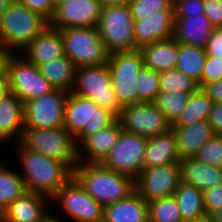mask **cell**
Segmentation results:
<instances>
[{"label":"cell","instance_id":"60d3db41","mask_svg":"<svg viewBox=\"0 0 222 222\" xmlns=\"http://www.w3.org/2000/svg\"><path fill=\"white\" fill-rule=\"evenodd\" d=\"M29 10L40 14L49 23L53 19L56 9L52 4V0H18Z\"/></svg>","mask_w":222,"mask_h":222},{"label":"cell","instance_id":"816d5d0a","mask_svg":"<svg viewBox=\"0 0 222 222\" xmlns=\"http://www.w3.org/2000/svg\"><path fill=\"white\" fill-rule=\"evenodd\" d=\"M59 217L47 213L46 216L40 222H64L63 220L58 219Z\"/></svg>","mask_w":222,"mask_h":222},{"label":"cell","instance_id":"681fc988","mask_svg":"<svg viewBox=\"0 0 222 222\" xmlns=\"http://www.w3.org/2000/svg\"><path fill=\"white\" fill-rule=\"evenodd\" d=\"M207 217L211 222H222V207L212 211Z\"/></svg>","mask_w":222,"mask_h":222},{"label":"cell","instance_id":"ba28073f","mask_svg":"<svg viewBox=\"0 0 222 222\" xmlns=\"http://www.w3.org/2000/svg\"><path fill=\"white\" fill-rule=\"evenodd\" d=\"M65 55L76 68L108 63L110 52L100 38L97 27L59 29Z\"/></svg>","mask_w":222,"mask_h":222},{"label":"cell","instance_id":"83f0119b","mask_svg":"<svg viewBox=\"0 0 222 222\" xmlns=\"http://www.w3.org/2000/svg\"><path fill=\"white\" fill-rule=\"evenodd\" d=\"M173 195L184 222L198 221L207 217L202 190L181 181Z\"/></svg>","mask_w":222,"mask_h":222},{"label":"cell","instance_id":"9a60e30c","mask_svg":"<svg viewBox=\"0 0 222 222\" xmlns=\"http://www.w3.org/2000/svg\"><path fill=\"white\" fill-rule=\"evenodd\" d=\"M180 182L179 163L144 168L135 179V191L148 203L172 196Z\"/></svg>","mask_w":222,"mask_h":222},{"label":"cell","instance_id":"11a10c76","mask_svg":"<svg viewBox=\"0 0 222 222\" xmlns=\"http://www.w3.org/2000/svg\"><path fill=\"white\" fill-rule=\"evenodd\" d=\"M0 222H5L4 221V209H2L1 207H0Z\"/></svg>","mask_w":222,"mask_h":222},{"label":"cell","instance_id":"f35d334b","mask_svg":"<svg viewBox=\"0 0 222 222\" xmlns=\"http://www.w3.org/2000/svg\"><path fill=\"white\" fill-rule=\"evenodd\" d=\"M222 78V60L207 55L201 81L198 83L200 88L205 85L219 81Z\"/></svg>","mask_w":222,"mask_h":222},{"label":"cell","instance_id":"d590c367","mask_svg":"<svg viewBox=\"0 0 222 222\" xmlns=\"http://www.w3.org/2000/svg\"><path fill=\"white\" fill-rule=\"evenodd\" d=\"M137 90L139 103H153L160 93L159 73L144 66L137 78Z\"/></svg>","mask_w":222,"mask_h":222},{"label":"cell","instance_id":"bcb514c9","mask_svg":"<svg viewBox=\"0 0 222 222\" xmlns=\"http://www.w3.org/2000/svg\"><path fill=\"white\" fill-rule=\"evenodd\" d=\"M203 89L214 102H222V78L217 82L205 85Z\"/></svg>","mask_w":222,"mask_h":222},{"label":"cell","instance_id":"d6a6232c","mask_svg":"<svg viewBox=\"0 0 222 222\" xmlns=\"http://www.w3.org/2000/svg\"><path fill=\"white\" fill-rule=\"evenodd\" d=\"M199 88L196 80L176 68L159 73V91L161 93L179 91L191 94Z\"/></svg>","mask_w":222,"mask_h":222},{"label":"cell","instance_id":"d6986e66","mask_svg":"<svg viewBox=\"0 0 222 222\" xmlns=\"http://www.w3.org/2000/svg\"><path fill=\"white\" fill-rule=\"evenodd\" d=\"M22 51L20 54L36 66L65 56L62 35L59 29H55L50 25Z\"/></svg>","mask_w":222,"mask_h":222},{"label":"cell","instance_id":"74e56055","mask_svg":"<svg viewBox=\"0 0 222 222\" xmlns=\"http://www.w3.org/2000/svg\"><path fill=\"white\" fill-rule=\"evenodd\" d=\"M194 157L201 162L222 168V135L210 138Z\"/></svg>","mask_w":222,"mask_h":222},{"label":"cell","instance_id":"4fadbf2b","mask_svg":"<svg viewBox=\"0 0 222 222\" xmlns=\"http://www.w3.org/2000/svg\"><path fill=\"white\" fill-rule=\"evenodd\" d=\"M68 92L54 89L24 103V128L49 129L64 125Z\"/></svg>","mask_w":222,"mask_h":222},{"label":"cell","instance_id":"f907efd6","mask_svg":"<svg viewBox=\"0 0 222 222\" xmlns=\"http://www.w3.org/2000/svg\"><path fill=\"white\" fill-rule=\"evenodd\" d=\"M13 0H0V23L2 21V18L6 12V10L8 9L10 3Z\"/></svg>","mask_w":222,"mask_h":222},{"label":"cell","instance_id":"ac0fdd59","mask_svg":"<svg viewBox=\"0 0 222 222\" xmlns=\"http://www.w3.org/2000/svg\"><path fill=\"white\" fill-rule=\"evenodd\" d=\"M121 131V123L116 119L108 127L88 136L78 147V162L102 163L116 144Z\"/></svg>","mask_w":222,"mask_h":222},{"label":"cell","instance_id":"277c9868","mask_svg":"<svg viewBox=\"0 0 222 222\" xmlns=\"http://www.w3.org/2000/svg\"><path fill=\"white\" fill-rule=\"evenodd\" d=\"M117 117L92 99L68 93L63 127L75 138L77 147L90 135L108 127Z\"/></svg>","mask_w":222,"mask_h":222},{"label":"cell","instance_id":"5b68a950","mask_svg":"<svg viewBox=\"0 0 222 222\" xmlns=\"http://www.w3.org/2000/svg\"><path fill=\"white\" fill-rule=\"evenodd\" d=\"M20 143L32 151L64 162L72 171L79 163L75 138L63 126L24 128Z\"/></svg>","mask_w":222,"mask_h":222},{"label":"cell","instance_id":"ffe728a7","mask_svg":"<svg viewBox=\"0 0 222 222\" xmlns=\"http://www.w3.org/2000/svg\"><path fill=\"white\" fill-rule=\"evenodd\" d=\"M24 131V103L11 91L0 99V144L21 141Z\"/></svg>","mask_w":222,"mask_h":222},{"label":"cell","instance_id":"4316f807","mask_svg":"<svg viewBox=\"0 0 222 222\" xmlns=\"http://www.w3.org/2000/svg\"><path fill=\"white\" fill-rule=\"evenodd\" d=\"M179 42L173 38L140 47L144 66L158 73L176 68Z\"/></svg>","mask_w":222,"mask_h":222},{"label":"cell","instance_id":"c3c4849f","mask_svg":"<svg viewBox=\"0 0 222 222\" xmlns=\"http://www.w3.org/2000/svg\"><path fill=\"white\" fill-rule=\"evenodd\" d=\"M9 91L8 80L5 71L0 74V99Z\"/></svg>","mask_w":222,"mask_h":222},{"label":"cell","instance_id":"2e32d148","mask_svg":"<svg viewBox=\"0 0 222 222\" xmlns=\"http://www.w3.org/2000/svg\"><path fill=\"white\" fill-rule=\"evenodd\" d=\"M101 10L98 0H67L56 8L49 25L55 29L97 27Z\"/></svg>","mask_w":222,"mask_h":222},{"label":"cell","instance_id":"3957f363","mask_svg":"<svg viewBox=\"0 0 222 222\" xmlns=\"http://www.w3.org/2000/svg\"><path fill=\"white\" fill-rule=\"evenodd\" d=\"M48 25L40 14L13 0L0 23V48L7 53L22 52Z\"/></svg>","mask_w":222,"mask_h":222},{"label":"cell","instance_id":"f1b7e54d","mask_svg":"<svg viewBox=\"0 0 222 222\" xmlns=\"http://www.w3.org/2000/svg\"><path fill=\"white\" fill-rule=\"evenodd\" d=\"M41 74L51 83L54 89L70 93L73 89L76 66L65 55L52 59L38 66Z\"/></svg>","mask_w":222,"mask_h":222},{"label":"cell","instance_id":"1f68e13d","mask_svg":"<svg viewBox=\"0 0 222 222\" xmlns=\"http://www.w3.org/2000/svg\"><path fill=\"white\" fill-rule=\"evenodd\" d=\"M25 192L27 189L20 174L0 163V207L5 209Z\"/></svg>","mask_w":222,"mask_h":222},{"label":"cell","instance_id":"7a4b0ae2","mask_svg":"<svg viewBox=\"0 0 222 222\" xmlns=\"http://www.w3.org/2000/svg\"><path fill=\"white\" fill-rule=\"evenodd\" d=\"M73 177L103 207L127 198L135 191V180L104 167L101 163L79 162Z\"/></svg>","mask_w":222,"mask_h":222},{"label":"cell","instance_id":"9f6ffc18","mask_svg":"<svg viewBox=\"0 0 222 222\" xmlns=\"http://www.w3.org/2000/svg\"><path fill=\"white\" fill-rule=\"evenodd\" d=\"M188 222H211L210 219L208 217L198 220V221H188Z\"/></svg>","mask_w":222,"mask_h":222},{"label":"cell","instance_id":"8992f818","mask_svg":"<svg viewBox=\"0 0 222 222\" xmlns=\"http://www.w3.org/2000/svg\"><path fill=\"white\" fill-rule=\"evenodd\" d=\"M4 71L9 91L23 103L54 90L51 83L41 74L39 67L27 61L21 54L18 56V53H8Z\"/></svg>","mask_w":222,"mask_h":222},{"label":"cell","instance_id":"e0dca14e","mask_svg":"<svg viewBox=\"0 0 222 222\" xmlns=\"http://www.w3.org/2000/svg\"><path fill=\"white\" fill-rule=\"evenodd\" d=\"M174 10L155 11L134 22L135 45L140 47L173 38Z\"/></svg>","mask_w":222,"mask_h":222},{"label":"cell","instance_id":"8d00e7d4","mask_svg":"<svg viewBox=\"0 0 222 222\" xmlns=\"http://www.w3.org/2000/svg\"><path fill=\"white\" fill-rule=\"evenodd\" d=\"M174 0H131L128 4L134 22L155 11L174 10Z\"/></svg>","mask_w":222,"mask_h":222},{"label":"cell","instance_id":"7bdbcfd3","mask_svg":"<svg viewBox=\"0 0 222 222\" xmlns=\"http://www.w3.org/2000/svg\"><path fill=\"white\" fill-rule=\"evenodd\" d=\"M204 15L216 27H222V3L220 0H204Z\"/></svg>","mask_w":222,"mask_h":222},{"label":"cell","instance_id":"d4e9b609","mask_svg":"<svg viewBox=\"0 0 222 222\" xmlns=\"http://www.w3.org/2000/svg\"><path fill=\"white\" fill-rule=\"evenodd\" d=\"M177 140L172 129L148 138L144 155V168L179 163Z\"/></svg>","mask_w":222,"mask_h":222},{"label":"cell","instance_id":"484cf974","mask_svg":"<svg viewBox=\"0 0 222 222\" xmlns=\"http://www.w3.org/2000/svg\"><path fill=\"white\" fill-rule=\"evenodd\" d=\"M103 222H149L148 203L134 191L104 207Z\"/></svg>","mask_w":222,"mask_h":222},{"label":"cell","instance_id":"cb8c5ba5","mask_svg":"<svg viewBox=\"0 0 222 222\" xmlns=\"http://www.w3.org/2000/svg\"><path fill=\"white\" fill-rule=\"evenodd\" d=\"M180 158L194 157L215 134L207 120L185 126H172Z\"/></svg>","mask_w":222,"mask_h":222},{"label":"cell","instance_id":"7dc6e473","mask_svg":"<svg viewBox=\"0 0 222 222\" xmlns=\"http://www.w3.org/2000/svg\"><path fill=\"white\" fill-rule=\"evenodd\" d=\"M131 0H98L102 8L109 6L128 5Z\"/></svg>","mask_w":222,"mask_h":222},{"label":"cell","instance_id":"db71d44e","mask_svg":"<svg viewBox=\"0 0 222 222\" xmlns=\"http://www.w3.org/2000/svg\"><path fill=\"white\" fill-rule=\"evenodd\" d=\"M65 1H67V0H52V4H53L54 8L56 9L58 6L63 4Z\"/></svg>","mask_w":222,"mask_h":222},{"label":"cell","instance_id":"603a6c76","mask_svg":"<svg viewBox=\"0 0 222 222\" xmlns=\"http://www.w3.org/2000/svg\"><path fill=\"white\" fill-rule=\"evenodd\" d=\"M181 181L203 192L222 183V168L201 162L195 157L180 159Z\"/></svg>","mask_w":222,"mask_h":222},{"label":"cell","instance_id":"8fae6325","mask_svg":"<svg viewBox=\"0 0 222 222\" xmlns=\"http://www.w3.org/2000/svg\"><path fill=\"white\" fill-rule=\"evenodd\" d=\"M147 141L148 138L122 130L116 144L101 164L135 180L144 169Z\"/></svg>","mask_w":222,"mask_h":222},{"label":"cell","instance_id":"ee69618b","mask_svg":"<svg viewBox=\"0 0 222 222\" xmlns=\"http://www.w3.org/2000/svg\"><path fill=\"white\" fill-rule=\"evenodd\" d=\"M205 51L208 56L222 60V27H216L212 31Z\"/></svg>","mask_w":222,"mask_h":222},{"label":"cell","instance_id":"30bf717a","mask_svg":"<svg viewBox=\"0 0 222 222\" xmlns=\"http://www.w3.org/2000/svg\"><path fill=\"white\" fill-rule=\"evenodd\" d=\"M109 70L116 99L121 107L139 103L137 78L144 67L140 51L114 52L110 54Z\"/></svg>","mask_w":222,"mask_h":222},{"label":"cell","instance_id":"f5cc1de1","mask_svg":"<svg viewBox=\"0 0 222 222\" xmlns=\"http://www.w3.org/2000/svg\"><path fill=\"white\" fill-rule=\"evenodd\" d=\"M8 53L0 48V74L4 71L5 58Z\"/></svg>","mask_w":222,"mask_h":222},{"label":"cell","instance_id":"6da1fadb","mask_svg":"<svg viewBox=\"0 0 222 222\" xmlns=\"http://www.w3.org/2000/svg\"><path fill=\"white\" fill-rule=\"evenodd\" d=\"M17 159L23 174L19 173L27 191L50 200L72 177L73 171L64 163L24 147L17 141Z\"/></svg>","mask_w":222,"mask_h":222},{"label":"cell","instance_id":"ab89813d","mask_svg":"<svg viewBox=\"0 0 222 222\" xmlns=\"http://www.w3.org/2000/svg\"><path fill=\"white\" fill-rule=\"evenodd\" d=\"M174 17L204 15V0H174Z\"/></svg>","mask_w":222,"mask_h":222},{"label":"cell","instance_id":"e575fe53","mask_svg":"<svg viewBox=\"0 0 222 222\" xmlns=\"http://www.w3.org/2000/svg\"><path fill=\"white\" fill-rule=\"evenodd\" d=\"M149 222H184L174 195L148 202Z\"/></svg>","mask_w":222,"mask_h":222},{"label":"cell","instance_id":"9c48e42d","mask_svg":"<svg viewBox=\"0 0 222 222\" xmlns=\"http://www.w3.org/2000/svg\"><path fill=\"white\" fill-rule=\"evenodd\" d=\"M97 30L110 54L138 49L135 45L134 20L128 5L102 8Z\"/></svg>","mask_w":222,"mask_h":222},{"label":"cell","instance_id":"836d02e7","mask_svg":"<svg viewBox=\"0 0 222 222\" xmlns=\"http://www.w3.org/2000/svg\"><path fill=\"white\" fill-rule=\"evenodd\" d=\"M189 93L179 91L159 93L153 104L165 115L168 122L173 125L186 107Z\"/></svg>","mask_w":222,"mask_h":222},{"label":"cell","instance_id":"b9f144b4","mask_svg":"<svg viewBox=\"0 0 222 222\" xmlns=\"http://www.w3.org/2000/svg\"><path fill=\"white\" fill-rule=\"evenodd\" d=\"M204 208L207 216L222 207V183L203 192Z\"/></svg>","mask_w":222,"mask_h":222},{"label":"cell","instance_id":"7402d4cb","mask_svg":"<svg viewBox=\"0 0 222 222\" xmlns=\"http://www.w3.org/2000/svg\"><path fill=\"white\" fill-rule=\"evenodd\" d=\"M173 39L181 44L205 48L215 29L205 15L174 17Z\"/></svg>","mask_w":222,"mask_h":222},{"label":"cell","instance_id":"f546056e","mask_svg":"<svg viewBox=\"0 0 222 222\" xmlns=\"http://www.w3.org/2000/svg\"><path fill=\"white\" fill-rule=\"evenodd\" d=\"M206 57L205 48L179 43L176 69L199 83L202 78Z\"/></svg>","mask_w":222,"mask_h":222},{"label":"cell","instance_id":"52a82bcc","mask_svg":"<svg viewBox=\"0 0 222 222\" xmlns=\"http://www.w3.org/2000/svg\"><path fill=\"white\" fill-rule=\"evenodd\" d=\"M72 93L92 99L99 107L119 116L121 106L111 82L108 63L76 68Z\"/></svg>","mask_w":222,"mask_h":222},{"label":"cell","instance_id":"f6af8a7d","mask_svg":"<svg viewBox=\"0 0 222 222\" xmlns=\"http://www.w3.org/2000/svg\"><path fill=\"white\" fill-rule=\"evenodd\" d=\"M207 122L212 126L215 135H222V102H214Z\"/></svg>","mask_w":222,"mask_h":222},{"label":"cell","instance_id":"7c38bea8","mask_svg":"<svg viewBox=\"0 0 222 222\" xmlns=\"http://www.w3.org/2000/svg\"><path fill=\"white\" fill-rule=\"evenodd\" d=\"M51 200L58 203L71 222H103L104 207L74 177Z\"/></svg>","mask_w":222,"mask_h":222},{"label":"cell","instance_id":"4dcf8cb0","mask_svg":"<svg viewBox=\"0 0 222 222\" xmlns=\"http://www.w3.org/2000/svg\"><path fill=\"white\" fill-rule=\"evenodd\" d=\"M214 101L203 88L190 94L186 107L172 126H185L207 120Z\"/></svg>","mask_w":222,"mask_h":222},{"label":"cell","instance_id":"5bb4252c","mask_svg":"<svg viewBox=\"0 0 222 222\" xmlns=\"http://www.w3.org/2000/svg\"><path fill=\"white\" fill-rule=\"evenodd\" d=\"M117 119L122 130L145 138L166 133L172 128L165 115L153 103L123 106Z\"/></svg>","mask_w":222,"mask_h":222},{"label":"cell","instance_id":"44dd1931","mask_svg":"<svg viewBox=\"0 0 222 222\" xmlns=\"http://www.w3.org/2000/svg\"><path fill=\"white\" fill-rule=\"evenodd\" d=\"M48 197L25 192L4 209L5 222H40L48 213Z\"/></svg>","mask_w":222,"mask_h":222}]
</instances>
